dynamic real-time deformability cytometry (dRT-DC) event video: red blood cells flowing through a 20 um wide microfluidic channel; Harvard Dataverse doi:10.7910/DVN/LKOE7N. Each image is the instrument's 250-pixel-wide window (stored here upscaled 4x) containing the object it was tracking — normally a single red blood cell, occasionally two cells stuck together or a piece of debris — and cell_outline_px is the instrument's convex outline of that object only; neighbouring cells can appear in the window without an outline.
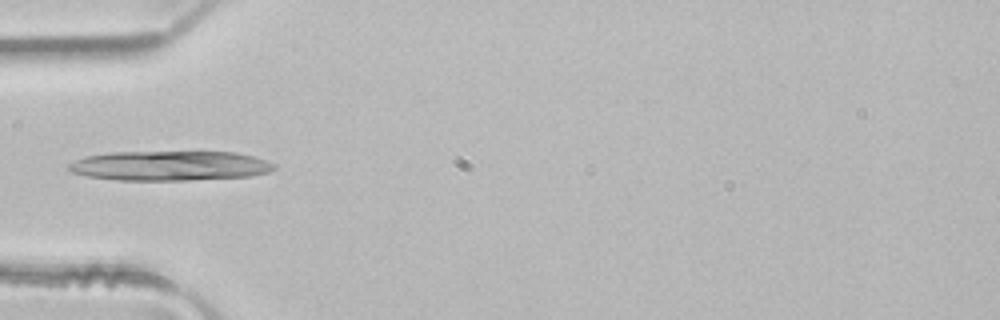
{"species": "common noctule bat (a hibernating species)", "species_latin": "Nyctalus noctula", "temperature_condition": "room temperature", "stored_images_in_passage": 34, "camera_frame_rate_fps": 3000, "um_per_image_px": 0.085, "animal": {"sex": "male", "body_mass_g": 21.5, "forearm_length_mm": 52.0}, "frame": {"image": 1, "passage_image": 1, "time_ms": 0.0, "image_size_px": [1000, 320], "cell_outline_px": [[276, 168], [268, 172], [248, 176], [188, 180], [116, 180], [88, 176], [72, 172], [68, 168], [68, 164], [84, 156], [112, 152], [236, 152], [268, 160], [276, 164]], "centroid_in_image_um": [14.45, 14.08], "position_along_channel_um": 70.6, "area_um2": 35.55}}
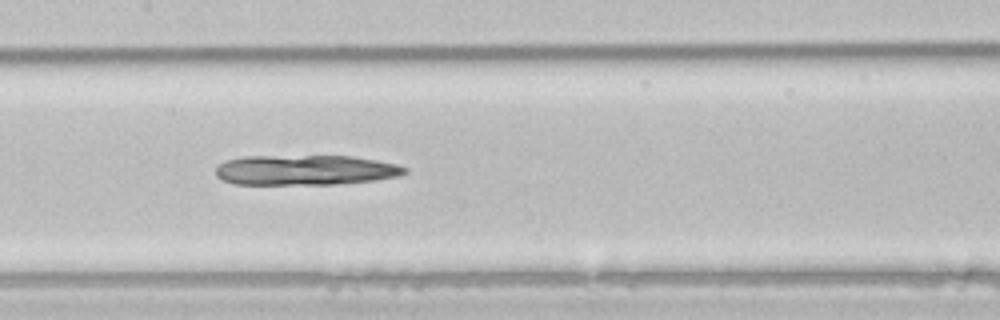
{"frame": {"image": 2, "passage_image": 9, "time_ms": 2.667, "image_size_px": [1000, 320], "cell_outline_px": [[408, 172], [400, 176], [376, 180], [336, 184], [236, 184], [220, 180], [216, 176], [216, 168], [220, 164], [228, 160], [244, 156], [352, 156], [376, 160], [396, 164], [408, 168]], "centroid_in_image_um": [25.97, 14.46], "position_along_channel_um": 181.4, "area_um2": 33.29}}
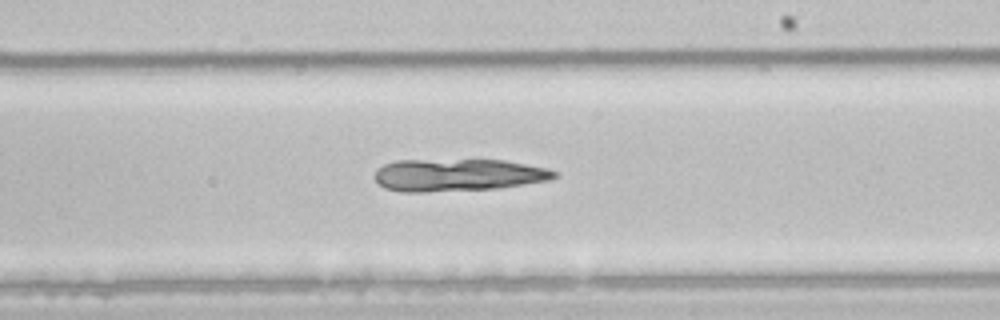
{"frame": {"image": 3, "passage_image": 14, "time_ms": 4.333, "image_size_px": [1000, 320], "cell_outline_px": [[560, 176], [548, 180], [496, 188], [424, 192], [400, 192], [384, 188], [372, 176], [376, 168], [384, 164], [396, 160], [504, 160], [548, 168], [556, 172]], "centroid_in_image_um": [38.87, 14.87], "position_along_channel_um": 250.1, "area_um2": 33.99}}